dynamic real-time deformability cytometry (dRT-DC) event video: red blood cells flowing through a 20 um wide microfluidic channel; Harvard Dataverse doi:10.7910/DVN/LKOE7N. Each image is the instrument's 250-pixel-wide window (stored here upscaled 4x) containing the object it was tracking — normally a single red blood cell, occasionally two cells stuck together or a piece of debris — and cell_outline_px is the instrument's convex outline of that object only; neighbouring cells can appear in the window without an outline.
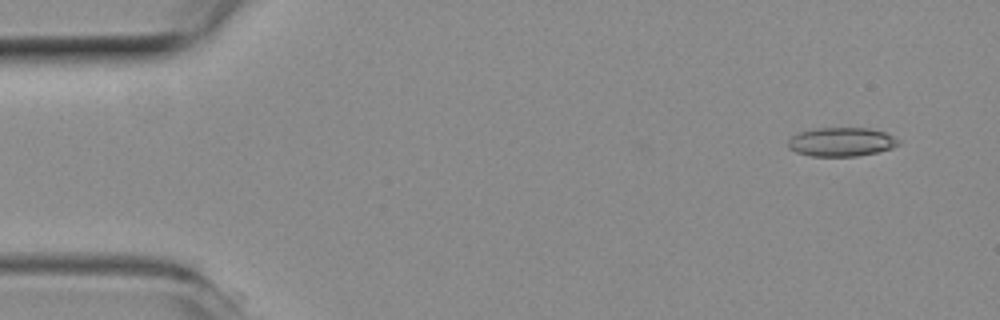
{"species": "common noctule bat (a hibernating species)", "species_latin": "Nyctalus noctula", "temperature_condition": "room temperature", "stored_images_in_passage": 49, "camera_frame_rate_fps": 3000, "um_per_image_px": 0.085, "animal": {"sex": "female", "body_mass_g": 19.3, "forearm_length_mm": 54.1}, "frame": {"image": 1, "passage_image": 1, "time_ms": 0.0, "image_size_px": [1000, 320], "cell_outline_px": [[900, 144], [892, 148], [876, 152], [856, 156], [812, 156], [796, 152], [788, 148], [788, 140], [792, 136], [800, 132], [816, 128], [868, 128], [884, 132], [900, 140]], "centroid_in_image_um": [71.51, 12.06], "position_along_channel_um": 13.5, "area_um2": 18.5}}
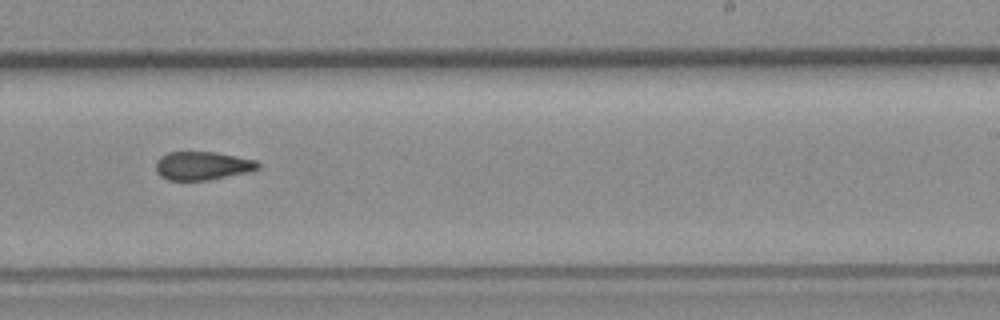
{"frame": {"image": 2, "passage_image": 29, "time_ms": 9.333, "image_size_px": [1000, 320], "cell_outline_px": [[260, 168], [252, 172], [208, 180], [168, 180], [160, 176], [156, 172], [156, 160], [160, 156], [168, 152], [216, 152], [256, 160], [260, 164]], "centroid_in_image_um": [17.23, 14.09], "position_along_channel_um": 271.8, "area_um2": 17.17}}
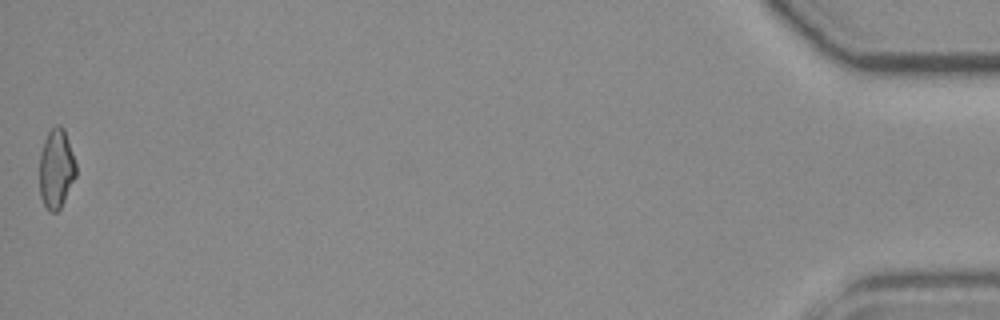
{"frame": {"image": 3, "passage_image": 49, "time_ms": 16.0, "image_size_px": [1000, 320], "cell_outline_px": [[76, 176], [60, 208], [56, 212], [48, 212], [40, 196], [40, 152], [44, 140], [48, 132], [56, 124], [60, 124], [64, 128], [76, 164]], "centroid_in_image_um": [4.77, 14.33], "position_along_channel_um": 430.4, "area_um2": 16.88}, "authors_computed_cell_mechanics": {"area_um2": 17.5712, "velocity_mm_per_s": 3.9543, "shape_relaxation_time_tau1_ms": null, "shape_relaxation_time_tau2_ms": 4.7901, "deformation_change_tau1": null, "deformation_change_tau2": 0.1419}}